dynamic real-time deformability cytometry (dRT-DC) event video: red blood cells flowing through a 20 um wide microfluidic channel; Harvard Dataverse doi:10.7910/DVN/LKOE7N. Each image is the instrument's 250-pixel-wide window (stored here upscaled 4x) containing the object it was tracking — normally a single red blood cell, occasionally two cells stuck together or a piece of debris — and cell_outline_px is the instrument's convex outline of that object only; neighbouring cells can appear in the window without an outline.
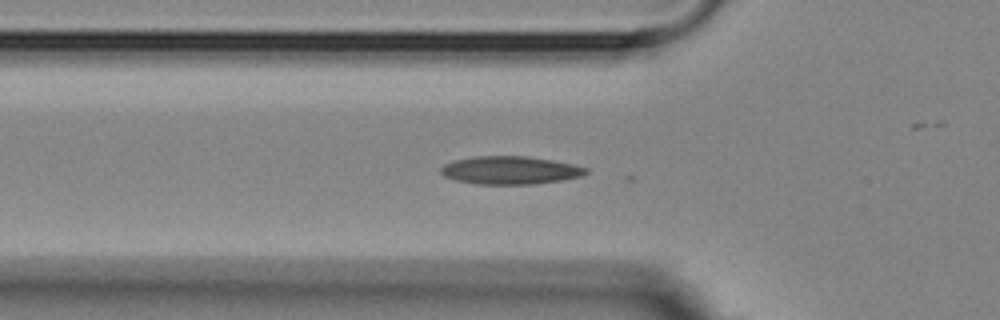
{"species": "Egyptian fruit bat (a non-hibernating species)", "species_latin": "Rousettus aegyptiacus", "temperature_condition": "room temperature", "stored_images_in_passage": 33, "camera_frame_rate_fps": 3000, "um_per_image_px": 0.085, "animal": {"sex": "female"}, "frame": {"image": 1, "passage_image": 6, "time_ms": 1.667, "image_size_px": [1000, 320], "cell_outline_px": [[588, 172], [580, 176], [560, 180], [532, 184], [476, 184], [456, 180], [444, 176], [440, 172], [440, 168], [444, 164], [456, 160], [476, 156], [528, 156], [552, 160], [572, 164], [588, 168]], "centroid_in_image_um": [43.34, 14.47], "position_along_channel_um": 82.5, "area_um2": 23.52}}
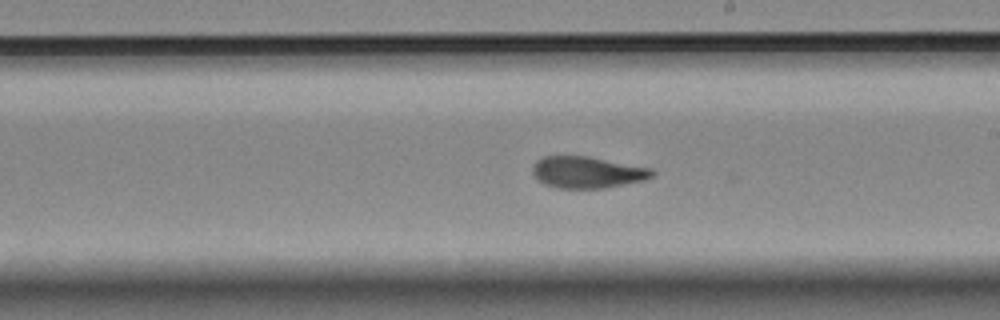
{"frame": {"image": 2, "passage_image": 19, "time_ms": 6.0, "image_size_px": [1000, 320], "cell_outline_px": [[656, 172], [652, 176], [644, 180], [604, 188], [556, 188], [544, 184], [536, 180], [532, 172], [532, 168], [536, 160], [544, 156], [588, 156], [652, 168]], "centroid_in_image_um": [49.89, 14.64], "position_along_channel_um": 239.1, "area_um2": 22.14}}
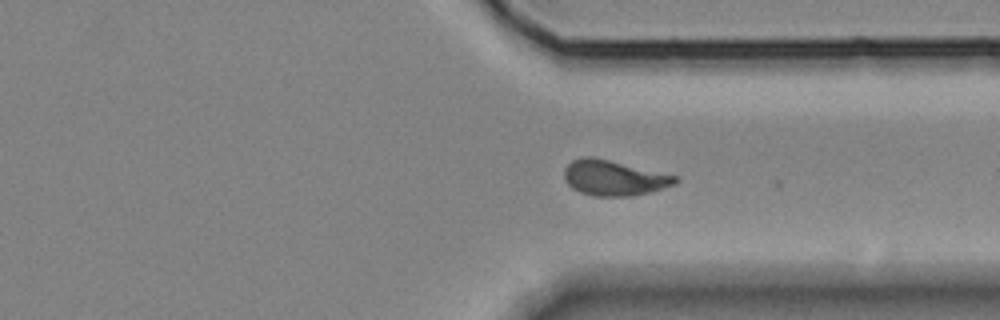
{"frame": {"image": 3, "passage_image": 29, "time_ms": 9.333, "image_size_px": [1000, 320], "cell_outline_px": [[680, 180], [676, 184], [648, 192], [632, 196], [592, 196], [580, 192], [572, 188], [564, 180], [564, 168], [572, 160], [584, 156], [592, 156], [676, 176]], "centroid_in_image_um": [52.14, 15.12], "position_along_channel_um": 359.3, "area_um2": 22.72}, "authors_computed_cell_mechanics": {"area_um2": 22.1374, "velocity_mm_per_s": 3.5882, "shape_relaxation_time_tau1_ms": null, "shape_relaxation_time_tau2_ms": 1.6493, "deformation_change_tau1": null, "deformation_change_tau2": 0.0721}}